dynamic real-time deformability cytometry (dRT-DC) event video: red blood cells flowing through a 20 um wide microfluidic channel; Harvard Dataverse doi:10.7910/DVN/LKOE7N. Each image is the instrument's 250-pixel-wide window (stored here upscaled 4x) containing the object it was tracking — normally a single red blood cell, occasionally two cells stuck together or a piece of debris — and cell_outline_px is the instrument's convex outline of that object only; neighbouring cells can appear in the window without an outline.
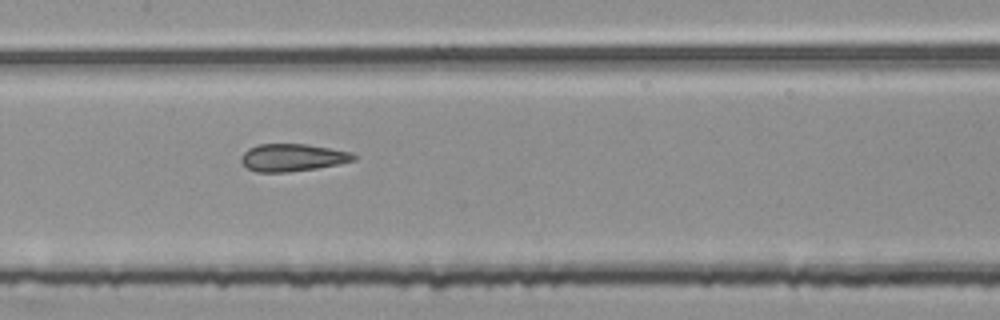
{"species": "common noctule bat (a hibernating species)", "species_latin": "Nyctalus noctula", "temperature_condition": "room temperature", "stored_images_in_passage": 49, "segment_of_instrument_passage": [2, 2], "camera_frame_rate_fps": 3000, "um_per_image_px": 0.085, "animal": {"sex": "female", "body_mass_g": 25.1}, "frame": {"image": 1, "passage_image": 21, "time_ms": 6.667, "image_size_px": [1000, 320], "cell_outline_px": [[356, 160], [340, 164], [316, 168], [288, 172], [256, 172], [248, 168], [240, 160], [240, 156], [248, 148], [256, 144], [308, 144], [352, 152], [356, 156]], "centroid_in_image_um": [24.87, 13.38], "position_along_channel_um": 182.5, "area_um2": 18.15}}
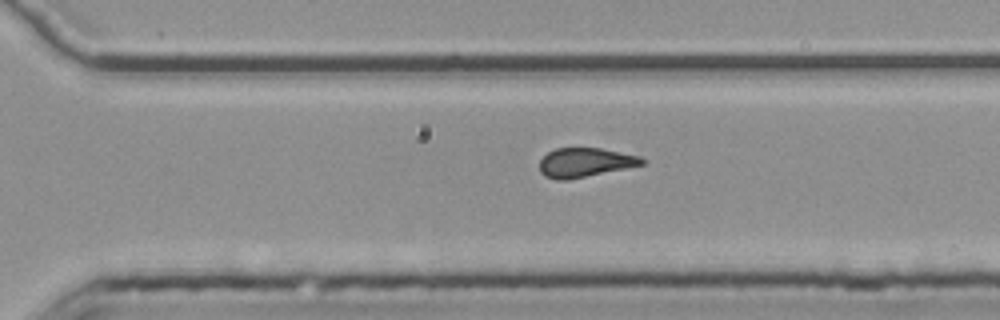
{"frame": {"image": 2, "passage_image": 32, "time_ms": 10.333, "image_size_px": [1000, 320], "cell_outline_px": [[648, 160], [644, 164], [568, 180], [556, 180], [544, 176], [540, 172], [540, 160], [548, 152], [556, 148], [600, 148], [640, 156]], "centroid_in_image_um": [49.72, 13.81], "position_along_channel_um": 320.9, "area_um2": 17.4}}
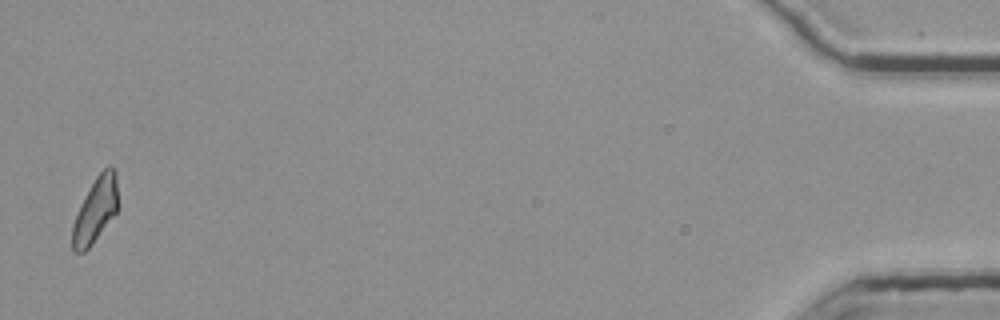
{"frame": {"image": 3, "passage_image": 48, "time_ms": 15.667, "image_size_px": [1000, 320], "cell_outline_px": [[116, 212], [92, 244], [84, 252], [72, 252], [72, 224], [80, 204], [84, 196], [96, 176], [108, 164], [112, 164], [116, 168]], "centroid_in_image_um": [8.08, 17.83], "position_along_channel_um": 427.1, "area_um2": 17.17}}